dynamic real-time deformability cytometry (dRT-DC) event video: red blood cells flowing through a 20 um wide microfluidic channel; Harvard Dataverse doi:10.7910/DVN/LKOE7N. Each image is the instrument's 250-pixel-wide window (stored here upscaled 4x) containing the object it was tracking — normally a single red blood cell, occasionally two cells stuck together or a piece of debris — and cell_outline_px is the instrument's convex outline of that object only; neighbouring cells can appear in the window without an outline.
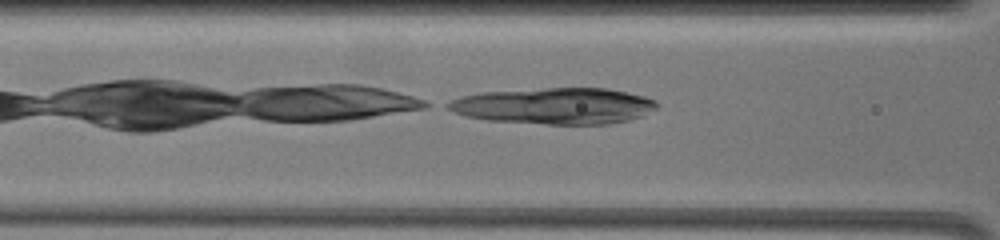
{"species": "common noctule bat (a hibernating species)", "species_latin": "Nyctalus noctula", "temperature_condition": "warm", "stored_images_in_passage": 29, "camera_frame_rate_fps": 3000, "um_per_image_px": 0.085, "animal": {"sex": "female", "body_mass_g": 19.5, "forearm_length_mm": 54.1}, "frame": {"image": 1, "passage_image": 3, "time_ms": 0.667, "image_size_px": [1000, 240], "cell_outline_px": [[660, 104], [656, 108], [644, 116], [628, 120], [608, 124], [544, 124], [488, 120], [468, 116], [456, 112], [448, 108], [444, 104], [452, 100], [464, 96], [480, 92], [544, 88], [604, 88], [644, 96], [656, 100]], "centroid_in_image_um": [47.17, 9.0], "position_along_channel_um": 119.4, "area_um2": 44.04}}